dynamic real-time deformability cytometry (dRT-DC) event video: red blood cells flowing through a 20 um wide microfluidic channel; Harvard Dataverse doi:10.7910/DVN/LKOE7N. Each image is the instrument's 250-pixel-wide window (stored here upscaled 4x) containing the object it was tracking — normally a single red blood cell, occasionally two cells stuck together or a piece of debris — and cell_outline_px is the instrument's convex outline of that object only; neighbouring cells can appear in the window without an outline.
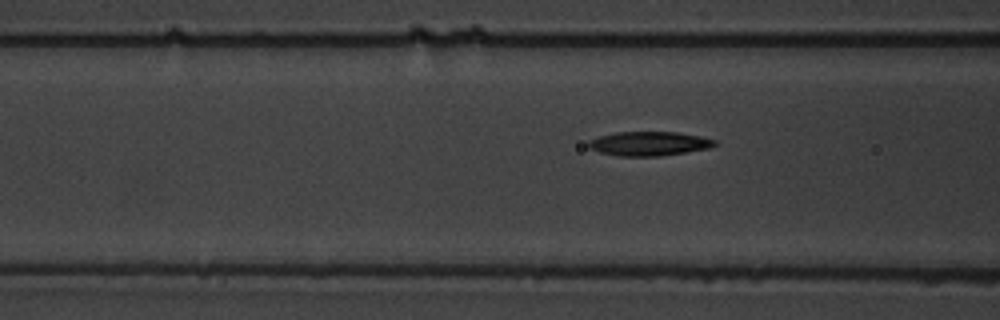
{"species": "common noctule bat (a hibernating species)", "species_latin": "Nyctalus noctula", "temperature_condition": "warm", "stored_images_in_passage": 8, "segment_of_instrument_passage": [2, 2], "camera_frame_rate_fps": 3000, "um_per_image_px": 0.085, "animal": {"sex": "male", "body_mass_g": 19.5, "forearm_length_mm": 54.6}, "frame": {"image": 1, "passage_image": 8, "time_ms": 8.333, "image_size_px": [1000, 320], "cell_outline_px": [[716, 144], [708, 148], [660, 156], [620, 156], [600, 152], [588, 148], [588, 140], [600, 136], [616, 132], [676, 132], [700, 136], [716, 140]], "centroid_in_image_um": [55.14, 12.2], "position_along_channel_um": 111.5, "area_um2": 17.63}}